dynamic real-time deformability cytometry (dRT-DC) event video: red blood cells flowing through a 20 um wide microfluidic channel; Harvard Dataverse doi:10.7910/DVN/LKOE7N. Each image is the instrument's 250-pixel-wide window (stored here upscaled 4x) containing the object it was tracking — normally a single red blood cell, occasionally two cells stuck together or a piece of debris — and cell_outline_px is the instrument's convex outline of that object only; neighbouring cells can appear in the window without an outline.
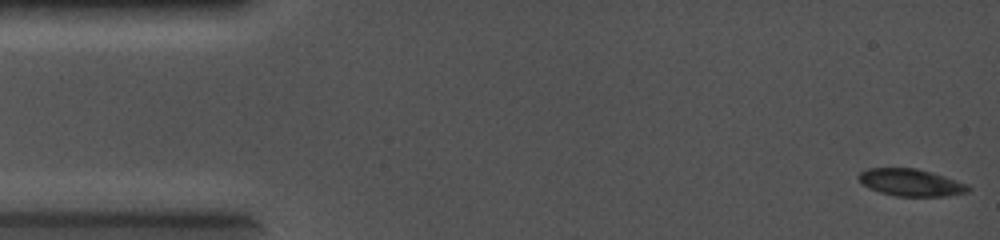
{"species": "common noctule bat (a hibernating species)", "species_latin": "Nyctalus noctula", "temperature_condition": "cold", "stored_images_in_passage": 63, "camera_frame_rate_fps": 5000, "um_per_image_px": 0.085, "animal": {"sex": "female", "body_mass_g": 19.0, "forearm_length_mm": 56.7}, "frame": {"image": 1, "passage_image": 1, "time_ms": 0.0, "image_size_px": [1000, 240], "cell_outline_px": [[972, 188], [968, 192], [948, 196], [896, 196], [880, 192], [868, 188], [856, 176], [860, 172], [868, 168], [916, 168], [932, 172], [968, 184]], "centroid_in_image_um": [77.44, 15.51], "position_along_channel_um": 7.6, "area_um2": 17.4}}
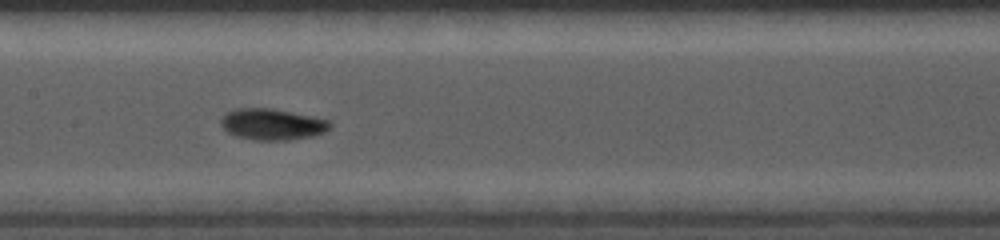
{"frame": {"image": 2, "passage_image": 32, "time_ms": 6.2, "image_size_px": [1000, 240], "cell_outline_px": [[332, 124], [324, 132], [312, 136], [288, 140], [256, 140], [236, 136], [228, 132], [220, 124], [220, 116], [236, 108], [272, 108], [332, 120]], "centroid_in_image_um": [23.13, 10.55], "position_along_channel_um": 184.3, "area_um2": 19.94}}
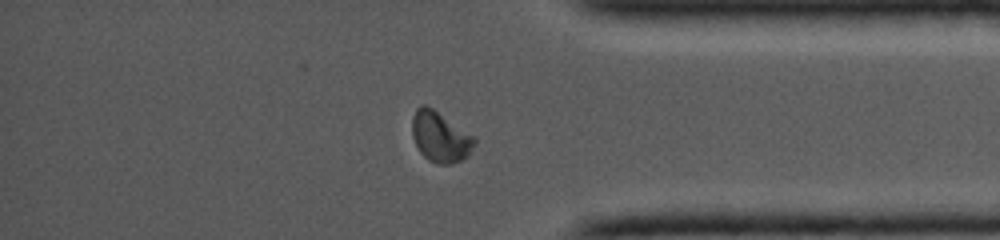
{"frame": {"image": 3, "passage_image": 55, "time_ms": 10.8, "image_size_px": [1000, 240], "cell_outline_px": [[476, 144], [468, 156], [452, 164], [440, 164], [428, 160], [420, 152], [412, 136], [412, 116], [416, 108], [420, 104], [424, 104], [432, 108], [476, 136]], "centroid_in_image_um": [37.43, 11.62], "position_along_channel_um": 397.8, "area_um2": 18.55}}